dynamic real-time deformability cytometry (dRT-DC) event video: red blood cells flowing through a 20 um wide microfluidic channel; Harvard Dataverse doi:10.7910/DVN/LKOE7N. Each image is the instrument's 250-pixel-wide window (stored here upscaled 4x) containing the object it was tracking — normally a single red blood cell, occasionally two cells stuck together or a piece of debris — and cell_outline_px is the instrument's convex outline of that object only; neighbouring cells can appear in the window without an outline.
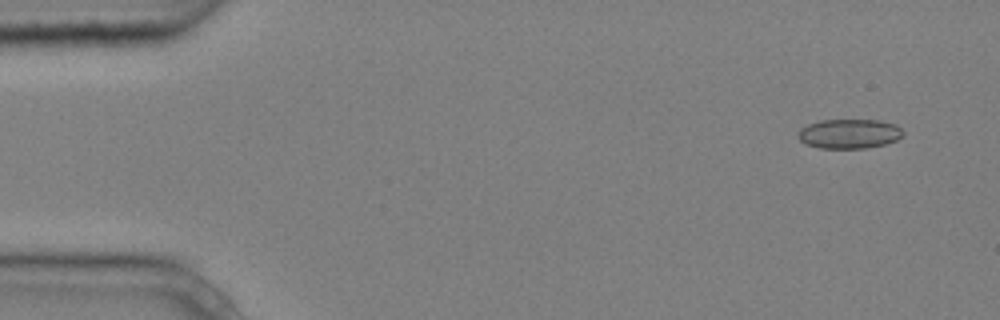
{"species": "common noctule bat (a hibernating species)", "species_latin": "Nyctalus noctula", "temperature_condition": "cold", "stored_images_in_passage": 5, "camera_frame_rate_fps": 3000, "um_per_image_px": 0.085, "animal": {"sex": "male", "body_mass_g": 20.4}, "frame": {"image": 1, "passage_image": 2, "time_ms": 0.333, "image_size_px": [1000, 320], "cell_outline_px": [[904, 136], [896, 140], [884, 144], [864, 148], [820, 148], [804, 144], [796, 136], [796, 132], [800, 128], [808, 124], [820, 120], [880, 120], [896, 124], [904, 132]], "centroid_in_image_um": [72.16, 11.36], "position_along_channel_um": 12.8, "area_um2": 18.26}}
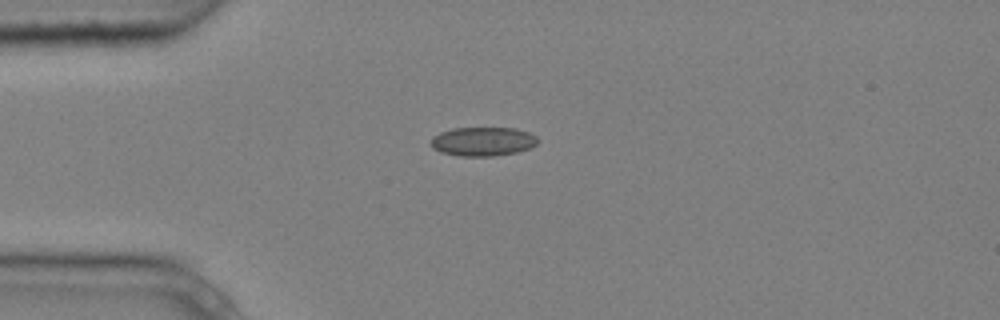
{"frame": {"image": 2, "passage_image": 5, "time_ms": 1.333, "image_size_px": [1000, 320], "cell_outline_px": [[536, 144], [528, 148], [516, 152], [492, 156], [460, 156], [440, 152], [432, 148], [432, 136], [440, 132], [452, 128], [516, 128], [528, 132], [536, 136]], "centroid_in_image_um": [41.0, 12.02], "position_along_channel_um": 44.0, "area_um2": 17.92}}